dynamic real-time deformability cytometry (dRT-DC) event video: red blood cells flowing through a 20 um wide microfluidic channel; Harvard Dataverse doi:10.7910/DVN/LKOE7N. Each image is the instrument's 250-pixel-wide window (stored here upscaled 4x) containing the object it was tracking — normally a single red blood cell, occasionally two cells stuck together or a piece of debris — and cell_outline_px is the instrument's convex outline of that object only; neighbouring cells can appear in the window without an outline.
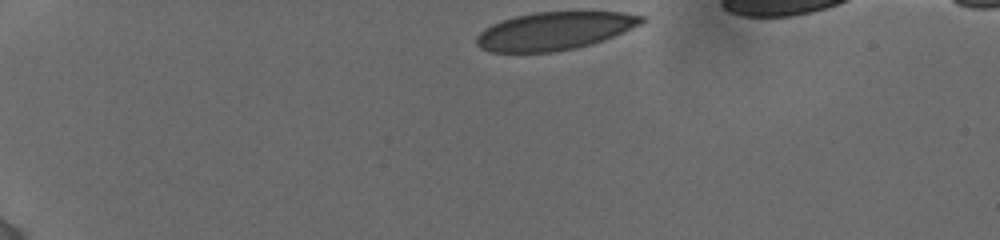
{"species": "human", "species_latin": "Homo sapiens", "temperature_condition": "cold", "stored_images_in_passage": 61, "camera_frame_rate_fps": 3000, "um_per_image_px": 0.085, "donor": {"sex": "female"}, "frame": {"image": 1, "passage_image": 1, "time_ms": 0.0, "image_size_px": [1000, 240], "cell_outline_px": [[644, 20], [640, 24], [612, 36], [588, 44], [572, 48], [552, 52], [492, 52], [480, 48], [476, 44], [476, 36], [484, 28], [492, 24], [516, 16], [532, 12], [620, 12], [644, 16]], "centroid_in_image_um": [47.05, 2.62], "position_along_channel_um": 37.9, "area_um2": 35.89}}
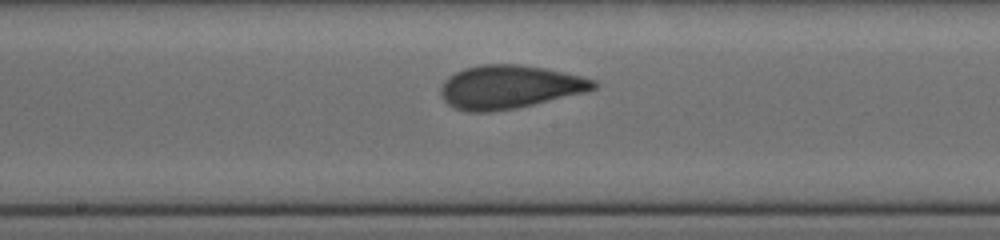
{"frame": {"image": 2, "passage_image": 23, "time_ms": 6.333, "image_size_px": [1000, 240], "cell_outline_px": [[600, 84], [596, 88], [588, 92], [516, 108], [492, 112], [464, 112], [448, 104], [440, 96], [440, 88], [444, 80], [448, 76], [464, 68], [480, 64], [520, 64], [544, 68], [580, 76], [596, 80]], "centroid_in_image_um": [43.3, 7.39], "position_along_channel_um": 204.9, "area_um2": 39.02}}
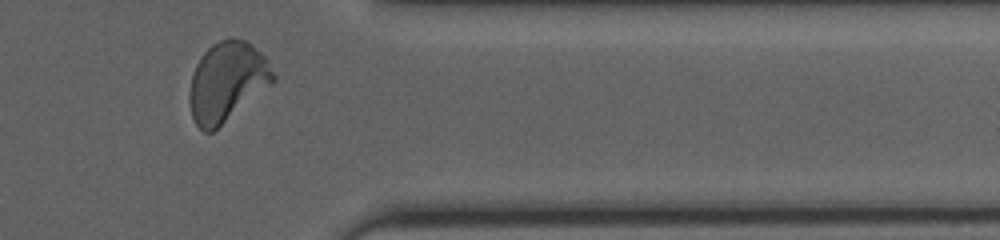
{"frame": {"image": 3, "passage_image": 55, "time_ms": 11.333, "image_size_px": [1000, 240], "cell_outline_px": [[276, 80], [272, 84], [212, 132], [204, 132], [196, 124], [192, 116], [188, 96], [192, 76], [196, 64], [204, 52], [212, 44], [220, 40], [232, 36], [244, 40], [260, 52], [268, 60], [276, 76]], "centroid_in_image_um": [19.3, 6.93], "position_along_channel_um": 392.1, "area_um2": 38.61}, "authors_computed_cell_mechanics": {"area_um2": 37.6278, "velocity_mm_per_s": 3.8655, "shape_relaxation_time_tau1_ms": 3.7564, "shape_relaxation_time_tau2_ms": 0.755, "deformation_change_tau1": 0.1486, "deformation_change_tau2": 0.0615}}